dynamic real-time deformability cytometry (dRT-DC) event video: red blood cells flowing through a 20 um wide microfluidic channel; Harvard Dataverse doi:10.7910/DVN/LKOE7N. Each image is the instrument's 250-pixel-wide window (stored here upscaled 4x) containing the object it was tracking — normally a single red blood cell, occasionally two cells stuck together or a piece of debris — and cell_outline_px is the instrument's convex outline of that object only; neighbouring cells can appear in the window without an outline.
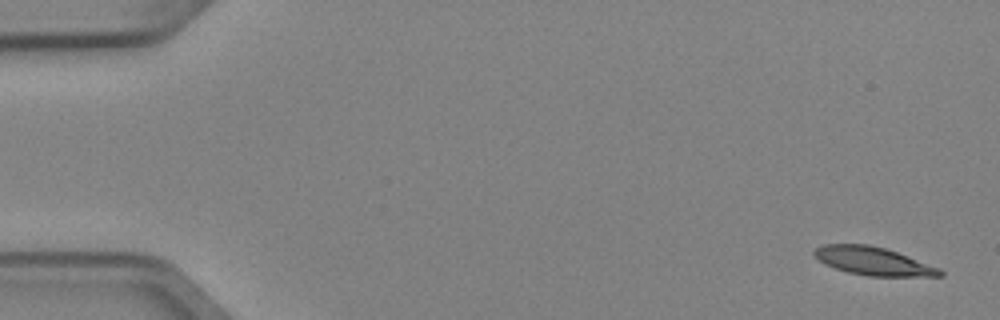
{"species": "Egyptian fruit bat (a non-hibernating species)", "species_latin": "Rousettus aegyptiacus", "temperature_condition": "cold", "stored_images_in_passage": 4, "camera_frame_rate_fps": 3000, "um_per_image_px": 0.085, "animal": {"sex": "female"}, "frame": {"image": 1, "passage_image": 1, "time_ms": 0.0, "image_size_px": [1000, 320], "cell_outline_px": [[944, 276], [868, 276], [848, 272], [824, 264], [812, 252], [816, 248], [824, 244], [868, 244], [884, 248], [896, 252], [940, 268], [944, 272]], "centroid_in_image_um": [74.23, 22.19], "position_along_channel_um": 10.8, "area_um2": 20.4}}
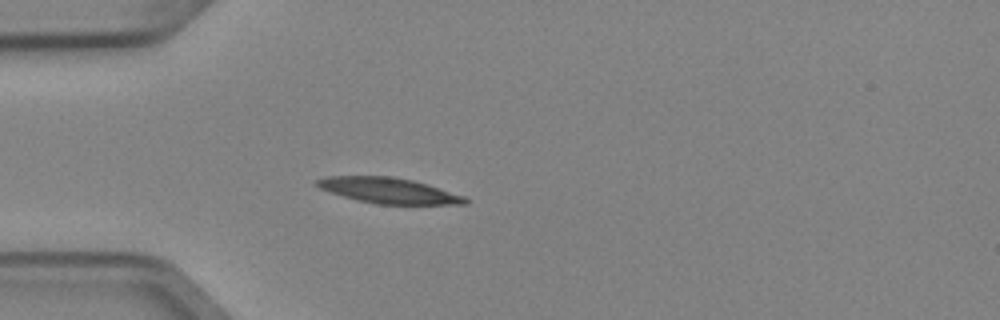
{"frame": {"image": 2, "passage_image": 4, "time_ms": 1.0, "image_size_px": [1000, 320], "cell_outline_px": [[468, 204], [376, 204], [356, 200], [320, 188], [312, 184], [316, 180], [324, 176], [392, 176], [412, 180], [428, 184], [464, 196], [468, 200]], "centroid_in_image_um": [33.01, 16.19], "position_along_channel_um": 52.0, "area_um2": 22.08}}